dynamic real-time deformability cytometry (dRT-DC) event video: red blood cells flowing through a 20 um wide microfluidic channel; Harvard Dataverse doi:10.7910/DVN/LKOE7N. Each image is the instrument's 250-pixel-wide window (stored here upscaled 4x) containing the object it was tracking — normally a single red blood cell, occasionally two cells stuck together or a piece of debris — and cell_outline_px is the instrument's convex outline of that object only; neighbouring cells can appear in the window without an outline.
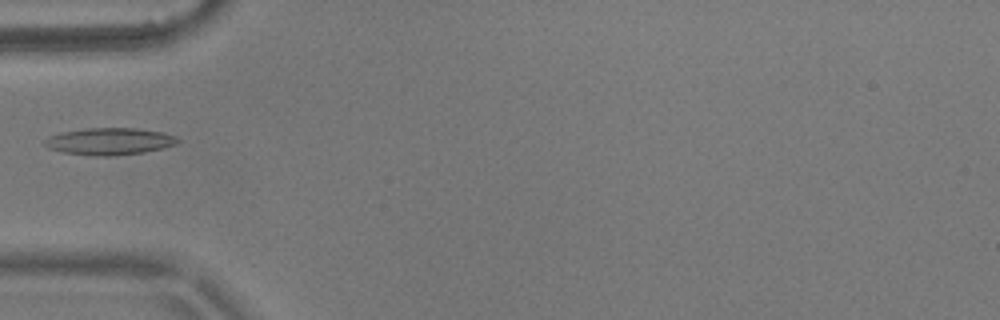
{"species": "common noctule bat (a hibernating species)", "species_latin": "Nyctalus noctula", "temperature_condition": "warm", "stored_images_in_passage": 2, "camera_frame_rate_fps": 3000, "um_per_image_px": 0.085, "animal": {"sex": "male", "body_mass_g": 17.9}, "frame": {"image": 1, "passage_image": 2, "time_ms": 0.333, "image_size_px": [1000, 320], "cell_outline_px": [[180, 140], [176, 144], [144, 152], [108, 156], [96, 156], [64, 152], [48, 148], [44, 144], [44, 140], [48, 136], [60, 132], [84, 128], [136, 128], [160, 132], [176, 136]], "centroid_in_image_um": [9.26, 12.0], "position_along_channel_um": 75.7, "area_um2": 20.81}}